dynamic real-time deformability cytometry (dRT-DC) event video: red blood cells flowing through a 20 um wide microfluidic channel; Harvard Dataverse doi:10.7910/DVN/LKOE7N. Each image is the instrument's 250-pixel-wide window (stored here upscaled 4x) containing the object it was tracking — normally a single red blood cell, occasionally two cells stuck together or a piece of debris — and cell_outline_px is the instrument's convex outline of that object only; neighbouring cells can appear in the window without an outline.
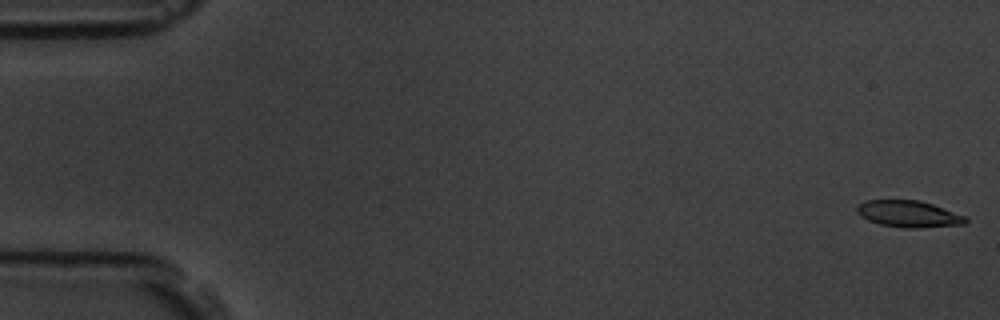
{"species": "common noctule bat (a hibernating species)", "species_latin": "Nyctalus noctula", "temperature_condition": "room temperature", "stored_images_in_passage": 58, "camera_frame_rate_fps": 3000, "um_per_image_px": 0.085, "animal": {"sex": "male", "body_mass_g": 19.5, "forearm_length_mm": 54.6}, "frame": {"image": 1, "passage_image": 1, "time_ms": 0.0, "image_size_px": [1000, 320], "cell_outline_px": [[968, 220], [964, 224], [920, 228], [904, 228], [880, 224], [868, 220], [860, 216], [856, 212], [856, 208], [860, 204], [868, 200], [920, 200], [932, 204], [964, 216]], "centroid_in_image_um": [77.21, 18.19], "position_along_channel_um": 7.8, "area_um2": 16.7}}
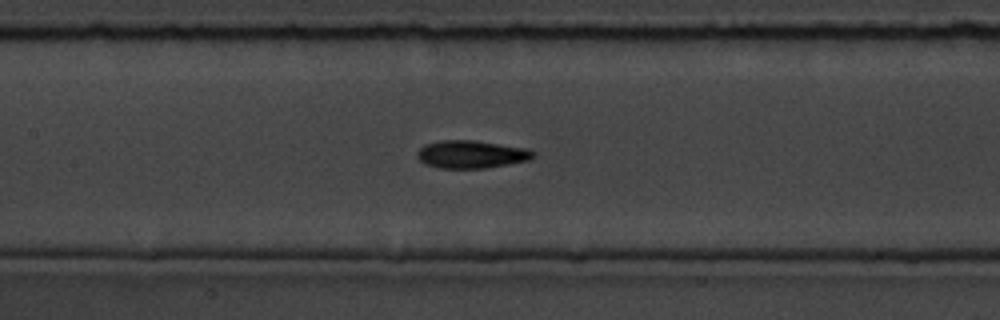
{"frame": {"image": 2, "passage_image": 27, "time_ms": 8.667, "image_size_px": [1000, 320], "cell_outline_px": [[536, 156], [528, 160], [508, 164], [484, 168], [440, 168], [424, 164], [416, 156], [416, 152], [424, 144], [440, 140], [476, 140], [528, 148], [536, 152]], "centroid_in_image_um": [40.06, 13.1], "position_along_channel_um": 167.3, "area_um2": 19.02}}
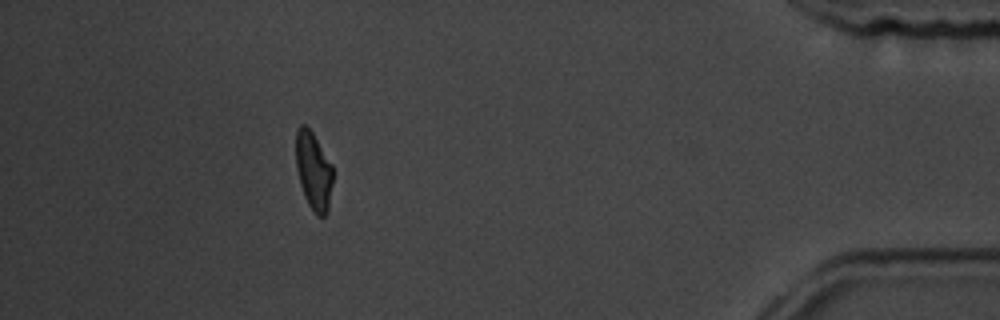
{"frame": {"image": 3, "passage_image": 52, "time_ms": 17.0, "image_size_px": [1000, 320], "cell_outline_px": [[332, 184], [328, 212], [324, 216], [316, 216], [308, 204], [304, 196], [300, 184], [296, 168], [296, 128], [300, 124], [304, 124], [312, 132], [332, 164]], "centroid_in_image_um": [26.64, 14.54], "position_along_channel_um": 408.6, "area_um2": 16.88}, "authors_computed_cell_mechanics": {"area_um2": 17.6001, "velocity_mm_per_s": 3.5533, "shape_relaxation_time_tau1_ms": 4.3368, "shape_relaxation_time_tau2_ms": 3.4365, "deformation_change_tau1": 0.1395, "deformation_change_tau2": 0.0898}}